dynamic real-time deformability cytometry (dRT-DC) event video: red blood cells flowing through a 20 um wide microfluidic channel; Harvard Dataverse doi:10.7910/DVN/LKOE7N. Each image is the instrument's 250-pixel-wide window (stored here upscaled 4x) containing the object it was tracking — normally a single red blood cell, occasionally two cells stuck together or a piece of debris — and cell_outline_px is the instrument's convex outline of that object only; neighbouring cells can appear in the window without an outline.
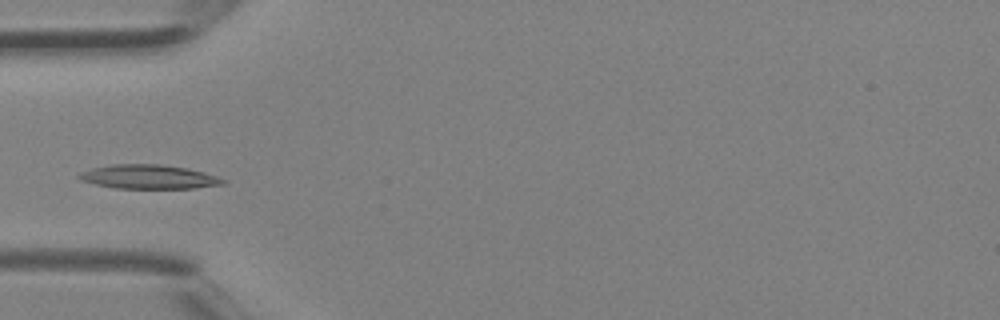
{"species": "Egyptian fruit bat (a non-hibernating species)", "species_latin": "Rousettus aegyptiacus", "temperature_condition": "room temperature", "stored_images_in_passage": 35, "camera_frame_rate_fps": 3000, "um_per_image_px": 0.085, "animal": {"sex": "female"}, "frame": {"image": 1, "passage_image": 8, "time_ms": 2.333, "image_size_px": [1000, 320], "cell_outline_px": [[228, 180], [224, 184], [192, 188], [116, 188], [96, 184], [80, 180], [76, 176], [80, 172], [92, 168], [112, 164], [160, 164], [188, 168], [204, 172]], "centroid_in_image_um": [12.64, 15.02], "position_along_channel_um": 72.4, "area_um2": 20.17}}
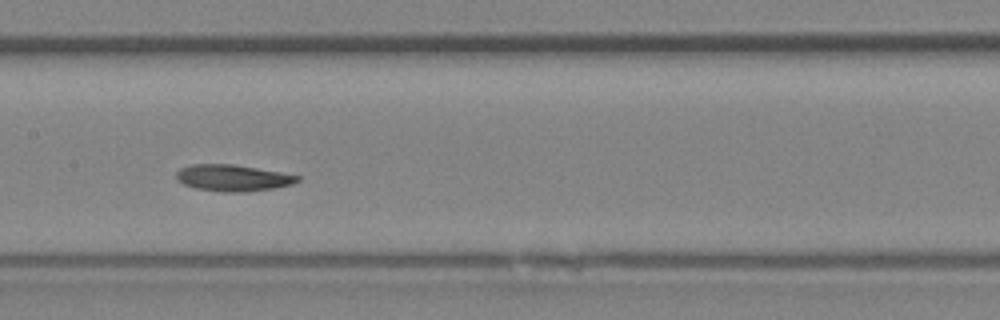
{"frame": {"image": 2, "passage_image": 15, "time_ms": 4.667, "image_size_px": [1000, 320], "cell_outline_px": [[300, 180], [292, 184], [272, 188], [244, 192], [220, 192], [196, 188], [184, 184], [176, 180], [176, 172], [180, 168], [192, 164], [232, 164], [280, 172], [300, 176]], "centroid_in_image_um": [19.75, 15.12], "position_along_channel_um": 187.6, "area_um2": 18.61}}
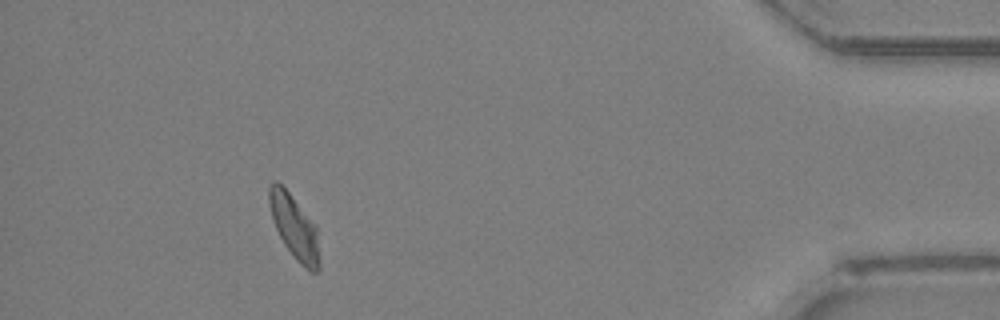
{"frame": {"image": 3, "passage_image": 32, "time_ms": 10.333, "image_size_px": [1000, 320], "cell_outline_px": [[320, 268], [316, 272], [308, 272], [292, 256], [284, 244], [272, 220], [268, 200], [268, 188], [276, 180], [288, 192], [316, 224], [320, 264]], "centroid_in_image_um": [25.03, 19.34], "position_along_channel_um": 410.2, "area_um2": 18.79}}